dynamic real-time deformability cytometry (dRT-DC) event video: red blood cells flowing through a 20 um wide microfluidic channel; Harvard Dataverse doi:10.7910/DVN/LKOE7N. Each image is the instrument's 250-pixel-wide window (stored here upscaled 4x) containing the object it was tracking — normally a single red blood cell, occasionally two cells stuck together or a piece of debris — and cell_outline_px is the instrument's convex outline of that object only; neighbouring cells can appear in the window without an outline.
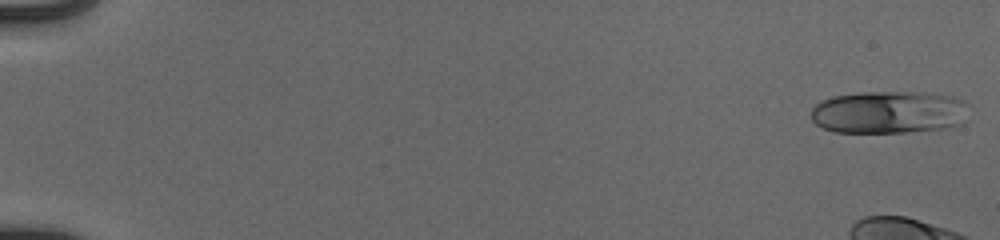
{"species": "human", "species_latin": "Homo sapiens", "temperature_condition": "cold", "stored_images_in_passage": 14, "camera_frame_rate_fps": 3000, "um_per_image_px": 0.085, "donor": {"sex": "male"}, "frame": {"image": 1, "passage_image": 1, "time_ms": 0.0, "image_size_px": [1000, 240], "cell_outline_px": [[972, 108], [968, 120], [964, 124], [952, 128], [908, 132], [836, 132], [824, 128], [816, 124], [812, 120], [812, 108], [816, 104], [824, 100], [836, 96], [860, 92], [908, 92], [952, 96], [964, 100], [972, 104]], "centroid_in_image_um": [75.71, 9.55], "position_along_channel_um": 9.3, "area_um2": 39.88}}